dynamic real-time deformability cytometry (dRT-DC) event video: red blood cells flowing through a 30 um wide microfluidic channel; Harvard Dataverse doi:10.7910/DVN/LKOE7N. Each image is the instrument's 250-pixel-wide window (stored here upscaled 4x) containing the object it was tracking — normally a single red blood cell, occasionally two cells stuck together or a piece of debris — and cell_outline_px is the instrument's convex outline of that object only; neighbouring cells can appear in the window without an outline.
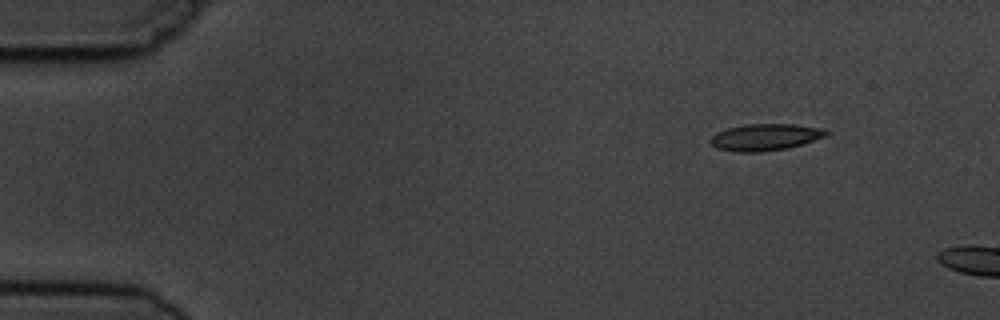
{"species": "common noctule bat (a hibernating species)", "species_latin": "Nyctalus noctula", "temperature_condition": "cold", "stored_images_in_passage": 2, "camera_frame_rate_fps": 3000, "um_per_image_px": 0.085, "animal": {"sex": "male", "body_mass_g": 19.5, "forearm_length_mm": 54.6}, "frame": {"image": 1, "passage_image": 1, "time_ms": 0.0, "image_size_px": [1000, 320], "cell_outline_px": [[828, 136], [788, 148], [760, 152], [736, 152], [716, 148], [708, 140], [716, 132], [728, 128], [744, 124], [792, 124], [824, 128], [828, 132]], "centroid_in_image_um": [65.04, 11.66], "position_along_channel_um": 20.0, "area_um2": 18.15}}